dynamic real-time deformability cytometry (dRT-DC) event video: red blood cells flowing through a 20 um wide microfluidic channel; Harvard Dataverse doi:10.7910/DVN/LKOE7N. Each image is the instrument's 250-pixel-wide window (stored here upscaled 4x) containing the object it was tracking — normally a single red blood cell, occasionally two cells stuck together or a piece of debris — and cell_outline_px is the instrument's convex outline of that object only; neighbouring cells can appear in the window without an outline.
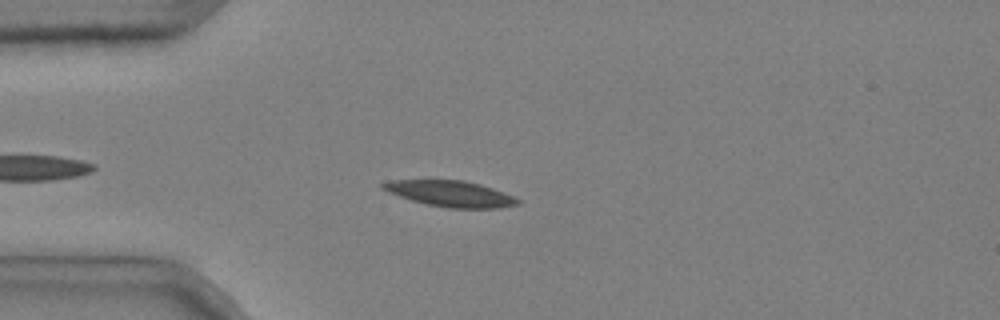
{"species": "common noctule bat (a hibernating species)", "species_latin": "Nyctalus noctula", "temperature_condition": "cold", "stored_images_in_passage": 44, "camera_frame_rate_fps": 3000, "um_per_image_px": 0.085, "animal": {"sex": "male", "body_mass_g": 20.4}, "frame": {"image": 1, "passage_image": 6, "time_ms": 1.667, "image_size_px": [1000, 320], "cell_outline_px": [[520, 204], [496, 208], [448, 208], [424, 204], [388, 192], [380, 188], [380, 184], [392, 180], [464, 180], [480, 184], [492, 188], [512, 196], [520, 200]], "centroid_in_image_um": [38.26, 16.46], "position_along_channel_um": 46.7, "area_um2": 20.29}}
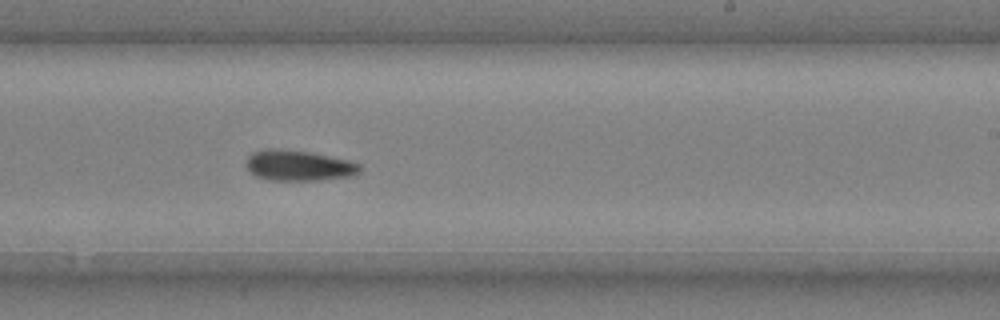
{"frame": {"image": 2, "passage_image": 25, "time_ms": 8.0, "image_size_px": [1000, 320], "cell_outline_px": [[360, 172], [352, 176], [320, 180], [268, 180], [256, 176], [248, 172], [244, 164], [248, 156], [252, 152], [268, 148], [272, 148], [308, 152], [348, 160], [360, 164]], "centroid_in_image_um": [25.33, 14.08], "position_along_channel_um": 263.7, "area_um2": 20.35}}
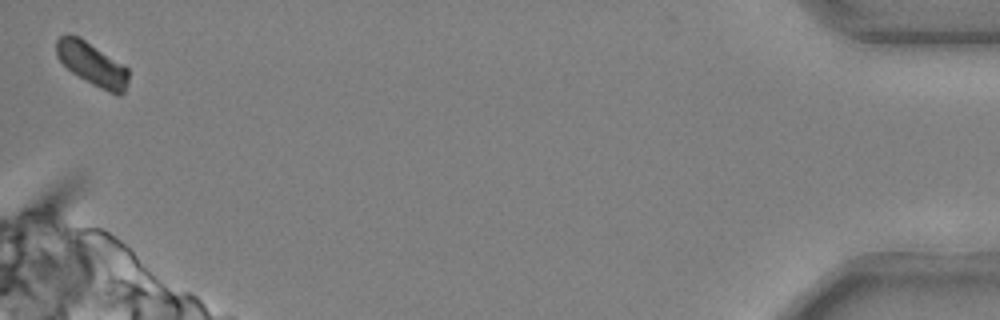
{"frame": {"image": 3, "passage_image": 44, "time_ms": 14.333, "image_size_px": [1000, 320], "cell_outline_px": [[128, 80], [124, 92], [120, 96], [116, 96], [92, 84], [72, 72], [56, 56], [56, 40], [64, 32], [68, 32], [80, 36], [124, 64], [128, 68]], "centroid_in_image_um": [7.83, 5.41], "position_along_channel_um": 427.4, "area_um2": 18.5}, "authors_computed_cell_mechanics": {"area_um2": 19.9699, "velocity_mm_per_s": 3.6641, "shape_relaxation_time_tau1_ms": 4.3753, "shape_relaxation_time_tau2_ms": null, "deformation_change_tau1": 0.1254, "deformation_change_tau2": null}}